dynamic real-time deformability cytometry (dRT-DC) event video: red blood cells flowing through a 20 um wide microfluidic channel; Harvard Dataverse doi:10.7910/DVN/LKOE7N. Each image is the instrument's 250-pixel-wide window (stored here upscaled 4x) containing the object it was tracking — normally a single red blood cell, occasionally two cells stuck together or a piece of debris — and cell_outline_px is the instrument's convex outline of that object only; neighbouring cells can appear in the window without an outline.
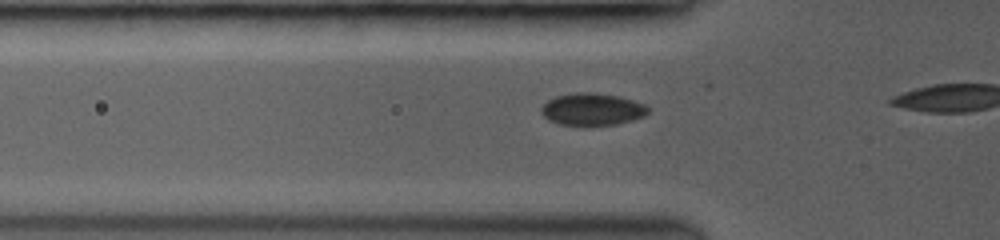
{"species": "common noctule bat (a hibernating species)", "species_latin": "Nyctalus noctula", "temperature_condition": "room temperature", "stored_images_in_passage": 12, "camera_frame_rate_fps": 3500, "um_per_image_px": 0.085, "animal": {"sex": "female", "body_mass_g": 19.0, "forearm_length_mm": 53.3}, "frame": {"image": 1, "passage_image": 10, "time_ms": 2.571, "image_size_px": [1000, 240], "cell_outline_px": [[648, 112], [644, 116], [632, 120], [616, 124], [588, 128], [560, 124], [548, 120], [540, 112], [540, 108], [548, 100], [556, 96], [616, 96], [632, 100], [644, 104], [648, 108]], "centroid_in_image_um": [50.33, 9.4], "position_along_channel_um": 75.5, "area_um2": 19.36}}